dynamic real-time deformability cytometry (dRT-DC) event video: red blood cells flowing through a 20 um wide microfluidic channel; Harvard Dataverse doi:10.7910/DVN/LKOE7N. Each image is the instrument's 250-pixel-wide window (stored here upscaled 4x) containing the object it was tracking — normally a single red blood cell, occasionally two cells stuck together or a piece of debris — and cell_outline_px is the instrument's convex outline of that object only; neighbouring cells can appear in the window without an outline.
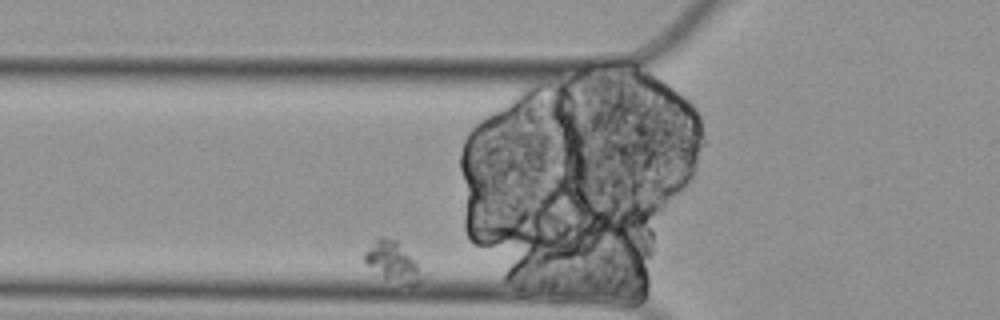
{"species": "Egyptian fruit bat (a non-hibernating species)", "species_latin": "Rousettus aegyptiacus", "temperature_condition": "cold", "stored_images_in_passage": 5, "segment_of_instrument_passage": [2, 2], "camera_frame_rate_fps": 3000, "um_per_image_px": 0.085, "animal": {"sex": "female"}, "frame": {"image": 1, "passage_image": 3, "time_ms": 0.667, "image_size_px": [1000, 320], "cell_outline_px": [[428, 276], [416, 284], [408, 284], [384, 276], [368, 264], [364, 260], [364, 252], [380, 236], [384, 236], [396, 240], [428, 272]], "centroid_in_image_um": [33.52, 22.22], "position_along_channel_um": 92.3, "area_um2": 13.18}}
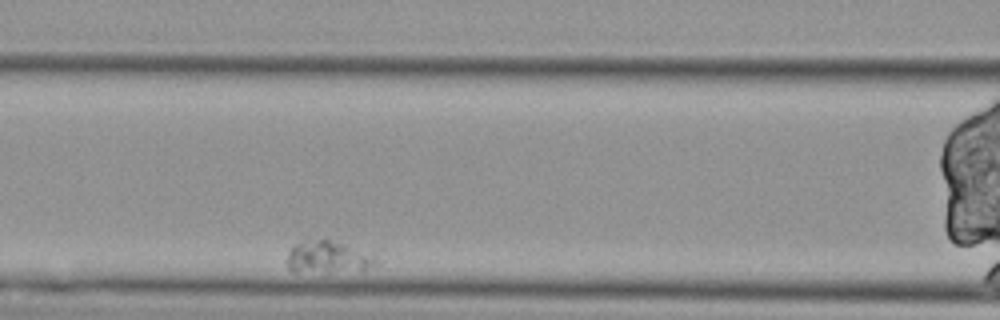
{"frame": {"image": 2, "passage_image": 5, "time_ms": 1.333, "image_size_px": [1000, 320], "cell_outline_px": [[384, 260], [376, 264], [364, 268], [324, 276], [292, 272], [288, 268], [288, 248], [292, 244], [304, 240], [328, 240], [376, 252]], "centroid_in_image_um": [27.93, 21.91], "position_along_channel_um": 138.7, "area_um2": 18.15}}